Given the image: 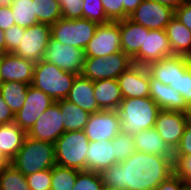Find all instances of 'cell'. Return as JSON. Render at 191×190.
<instances>
[{"instance_id": "cell-1", "label": "cell", "mask_w": 191, "mask_h": 190, "mask_svg": "<svg viewBox=\"0 0 191 190\" xmlns=\"http://www.w3.org/2000/svg\"><path fill=\"white\" fill-rule=\"evenodd\" d=\"M174 159L135 151L125 161L103 170L104 190H155L174 173Z\"/></svg>"}, {"instance_id": "cell-2", "label": "cell", "mask_w": 191, "mask_h": 190, "mask_svg": "<svg viewBox=\"0 0 191 190\" xmlns=\"http://www.w3.org/2000/svg\"><path fill=\"white\" fill-rule=\"evenodd\" d=\"M160 110L150 97L123 99L117 110L122 131L134 135L154 128Z\"/></svg>"}, {"instance_id": "cell-3", "label": "cell", "mask_w": 191, "mask_h": 190, "mask_svg": "<svg viewBox=\"0 0 191 190\" xmlns=\"http://www.w3.org/2000/svg\"><path fill=\"white\" fill-rule=\"evenodd\" d=\"M10 163L25 176L51 169L56 165L54 144L26 136Z\"/></svg>"}, {"instance_id": "cell-4", "label": "cell", "mask_w": 191, "mask_h": 190, "mask_svg": "<svg viewBox=\"0 0 191 190\" xmlns=\"http://www.w3.org/2000/svg\"><path fill=\"white\" fill-rule=\"evenodd\" d=\"M76 76L42 59L35 64L31 85L56 102L66 99Z\"/></svg>"}, {"instance_id": "cell-5", "label": "cell", "mask_w": 191, "mask_h": 190, "mask_svg": "<svg viewBox=\"0 0 191 190\" xmlns=\"http://www.w3.org/2000/svg\"><path fill=\"white\" fill-rule=\"evenodd\" d=\"M89 142L83 130L64 132L54 143L56 165L86 170Z\"/></svg>"}, {"instance_id": "cell-6", "label": "cell", "mask_w": 191, "mask_h": 190, "mask_svg": "<svg viewBox=\"0 0 191 190\" xmlns=\"http://www.w3.org/2000/svg\"><path fill=\"white\" fill-rule=\"evenodd\" d=\"M51 26V37L64 45L85 49L98 27L97 23L85 18H60Z\"/></svg>"}, {"instance_id": "cell-7", "label": "cell", "mask_w": 191, "mask_h": 190, "mask_svg": "<svg viewBox=\"0 0 191 190\" xmlns=\"http://www.w3.org/2000/svg\"><path fill=\"white\" fill-rule=\"evenodd\" d=\"M132 58L123 51L107 57H85L81 75L90 80L117 79L132 66Z\"/></svg>"}, {"instance_id": "cell-8", "label": "cell", "mask_w": 191, "mask_h": 190, "mask_svg": "<svg viewBox=\"0 0 191 190\" xmlns=\"http://www.w3.org/2000/svg\"><path fill=\"white\" fill-rule=\"evenodd\" d=\"M51 38V26L46 23H36L25 28L20 45L13 54L33 63L42 60L45 49Z\"/></svg>"}, {"instance_id": "cell-9", "label": "cell", "mask_w": 191, "mask_h": 190, "mask_svg": "<svg viewBox=\"0 0 191 190\" xmlns=\"http://www.w3.org/2000/svg\"><path fill=\"white\" fill-rule=\"evenodd\" d=\"M121 50L119 21L99 24L84 49L85 57H107Z\"/></svg>"}, {"instance_id": "cell-10", "label": "cell", "mask_w": 191, "mask_h": 190, "mask_svg": "<svg viewBox=\"0 0 191 190\" xmlns=\"http://www.w3.org/2000/svg\"><path fill=\"white\" fill-rule=\"evenodd\" d=\"M42 59L53 63L63 71L81 75L85 53L80 48L61 44L51 37Z\"/></svg>"}, {"instance_id": "cell-11", "label": "cell", "mask_w": 191, "mask_h": 190, "mask_svg": "<svg viewBox=\"0 0 191 190\" xmlns=\"http://www.w3.org/2000/svg\"><path fill=\"white\" fill-rule=\"evenodd\" d=\"M83 131L90 142L113 140L122 131L118 111L100 110L90 114Z\"/></svg>"}, {"instance_id": "cell-12", "label": "cell", "mask_w": 191, "mask_h": 190, "mask_svg": "<svg viewBox=\"0 0 191 190\" xmlns=\"http://www.w3.org/2000/svg\"><path fill=\"white\" fill-rule=\"evenodd\" d=\"M174 16L175 10L172 8L143 0L128 18L149 30H165Z\"/></svg>"}, {"instance_id": "cell-13", "label": "cell", "mask_w": 191, "mask_h": 190, "mask_svg": "<svg viewBox=\"0 0 191 190\" xmlns=\"http://www.w3.org/2000/svg\"><path fill=\"white\" fill-rule=\"evenodd\" d=\"M187 123L186 112L161 109L158 112L154 129L174 152L181 141Z\"/></svg>"}, {"instance_id": "cell-14", "label": "cell", "mask_w": 191, "mask_h": 190, "mask_svg": "<svg viewBox=\"0 0 191 190\" xmlns=\"http://www.w3.org/2000/svg\"><path fill=\"white\" fill-rule=\"evenodd\" d=\"M64 118L60 111L59 104L54 102L37 119L33 127L27 133V136L50 143L56 140L64 133Z\"/></svg>"}, {"instance_id": "cell-15", "label": "cell", "mask_w": 191, "mask_h": 190, "mask_svg": "<svg viewBox=\"0 0 191 190\" xmlns=\"http://www.w3.org/2000/svg\"><path fill=\"white\" fill-rule=\"evenodd\" d=\"M54 102L49 95L29 85L25 103L15 115L14 122L28 133L41 114Z\"/></svg>"}, {"instance_id": "cell-16", "label": "cell", "mask_w": 191, "mask_h": 190, "mask_svg": "<svg viewBox=\"0 0 191 190\" xmlns=\"http://www.w3.org/2000/svg\"><path fill=\"white\" fill-rule=\"evenodd\" d=\"M121 50L129 55L134 64L144 66L145 33L150 30L130 20H119Z\"/></svg>"}, {"instance_id": "cell-17", "label": "cell", "mask_w": 191, "mask_h": 190, "mask_svg": "<svg viewBox=\"0 0 191 190\" xmlns=\"http://www.w3.org/2000/svg\"><path fill=\"white\" fill-rule=\"evenodd\" d=\"M123 99L150 97V73L145 66L133 64L118 78Z\"/></svg>"}, {"instance_id": "cell-18", "label": "cell", "mask_w": 191, "mask_h": 190, "mask_svg": "<svg viewBox=\"0 0 191 190\" xmlns=\"http://www.w3.org/2000/svg\"><path fill=\"white\" fill-rule=\"evenodd\" d=\"M35 63L13 53L0 56V76L3 82H21L31 85Z\"/></svg>"}, {"instance_id": "cell-19", "label": "cell", "mask_w": 191, "mask_h": 190, "mask_svg": "<svg viewBox=\"0 0 191 190\" xmlns=\"http://www.w3.org/2000/svg\"><path fill=\"white\" fill-rule=\"evenodd\" d=\"M150 75L165 85H171L178 79L179 73H185L190 64L187 56L173 55L153 62L146 67Z\"/></svg>"}, {"instance_id": "cell-20", "label": "cell", "mask_w": 191, "mask_h": 190, "mask_svg": "<svg viewBox=\"0 0 191 190\" xmlns=\"http://www.w3.org/2000/svg\"><path fill=\"white\" fill-rule=\"evenodd\" d=\"M150 98L162 110L187 112L188 105L179 92L150 75Z\"/></svg>"}, {"instance_id": "cell-21", "label": "cell", "mask_w": 191, "mask_h": 190, "mask_svg": "<svg viewBox=\"0 0 191 190\" xmlns=\"http://www.w3.org/2000/svg\"><path fill=\"white\" fill-rule=\"evenodd\" d=\"M114 164H117V161L115 160L112 140L89 142L86 153V170L101 173Z\"/></svg>"}, {"instance_id": "cell-22", "label": "cell", "mask_w": 191, "mask_h": 190, "mask_svg": "<svg viewBox=\"0 0 191 190\" xmlns=\"http://www.w3.org/2000/svg\"><path fill=\"white\" fill-rule=\"evenodd\" d=\"M66 100L76 104L90 114L101 110L94 97L93 81L82 75L75 77Z\"/></svg>"}, {"instance_id": "cell-23", "label": "cell", "mask_w": 191, "mask_h": 190, "mask_svg": "<svg viewBox=\"0 0 191 190\" xmlns=\"http://www.w3.org/2000/svg\"><path fill=\"white\" fill-rule=\"evenodd\" d=\"M173 56L165 30H150L145 33L144 40V66Z\"/></svg>"}, {"instance_id": "cell-24", "label": "cell", "mask_w": 191, "mask_h": 190, "mask_svg": "<svg viewBox=\"0 0 191 190\" xmlns=\"http://www.w3.org/2000/svg\"><path fill=\"white\" fill-rule=\"evenodd\" d=\"M94 97L101 110H118L123 95L117 79H102L93 82Z\"/></svg>"}, {"instance_id": "cell-25", "label": "cell", "mask_w": 191, "mask_h": 190, "mask_svg": "<svg viewBox=\"0 0 191 190\" xmlns=\"http://www.w3.org/2000/svg\"><path fill=\"white\" fill-rule=\"evenodd\" d=\"M132 136L136 151L174 159V152L167 146L154 128L142 130Z\"/></svg>"}, {"instance_id": "cell-26", "label": "cell", "mask_w": 191, "mask_h": 190, "mask_svg": "<svg viewBox=\"0 0 191 190\" xmlns=\"http://www.w3.org/2000/svg\"><path fill=\"white\" fill-rule=\"evenodd\" d=\"M27 133L15 122L0 125V153L10 163L23 145Z\"/></svg>"}, {"instance_id": "cell-27", "label": "cell", "mask_w": 191, "mask_h": 190, "mask_svg": "<svg viewBox=\"0 0 191 190\" xmlns=\"http://www.w3.org/2000/svg\"><path fill=\"white\" fill-rule=\"evenodd\" d=\"M173 55H191V31L175 17L166 26Z\"/></svg>"}, {"instance_id": "cell-28", "label": "cell", "mask_w": 191, "mask_h": 190, "mask_svg": "<svg viewBox=\"0 0 191 190\" xmlns=\"http://www.w3.org/2000/svg\"><path fill=\"white\" fill-rule=\"evenodd\" d=\"M56 102L59 104L60 111L64 118V132L83 130L87 124L90 113L66 99Z\"/></svg>"}, {"instance_id": "cell-29", "label": "cell", "mask_w": 191, "mask_h": 190, "mask_svg": "<svg viewBox=\"0 0 191 190\" xmlns=\"http://www.w3.org/2000/svg\"><path fill=\"white\" fill-rule=\"evenodd\" d=\"M29 84L21 82H3L0 88L3 100L16 115L25 103Z\"/></svg>"}, {"instance_id": "cell-30", "label": "cell", "mask_w": 191, "mask_h": 190, "mask_svg": "<svg viewBox=\"0 0 191 190\" xmlns=\"http://www.w3.org/2000/svg\"><path fill=\"white\" fill-rule=\"evenodd\" d=\"M0 190H31L26 176L8 163L0 170Z\"/></svg>"}, {"instance_id": "cell-31", "label": "cell", "mask_w": 191, "mask_h": 190, "mask_svg": "<svg viewBox=\"0 0 191 190\" xmlns=\"http://www.w3.org/2000/svg\"><path fill=\"white\" fill-rule=\"evenodd\" d=\"M34 13L39 23L54 24L62 18L61 7L57 0H32Z\"/></svg>"}, {"instance_id": "cell-32", "label": "cell", "mask_w": 191, "mask_h": 190, "mask_svg": "<svg viewBox=\"0 0 191 190\" xmlns=\"http://www.w3.org/2000/svg\"><path fill=\"white\" fill-rule=\"evenodd\" d=\"M10 7L14 15L15 25L27 28L38 23L32 0H13Z\"/></svg>"}, {"instance_id": "cell-33", "label": "cell", "mask_w": 191, "mask_h": 190, "mask_svg": "<svg viewBox=\"0 0 191 190\" xmlns=\"http://www.w3.org/2000/svg\"><path fill=\"white\" fill-rule=\"evenodd\" d=\"M79 170L55 165L52 168L51 190H73Z\"/></svg>"}, {"instance_id": "cell-34", "label": "cell", "mask_w": 191, "mask_h": 190, "mask_svg": "<svg viewBox=\"0 0 191 190\" xmlns=\"http://www.w3.org/2000/svg\"><path fill=\"white\" fill-rule=\"evenodd\" d=\"M112 145L117 163L125 161L136 151L133 136L123 131L112 140Z\"/></svg>"}, {"instance_id": "cell-35", "label": "cell", "mask_w": 191, "mask_h": 190, "mask_svg": "<svg viewBox=\"0 0 191 190\" xmlns=\"http://www.w3.org/2000/svg\"><path fill=\"white\" fill-rule=\"evenodd\" d=\"M73 190H104L100 173L90 170L79 171Z\"/></svg>"}, {"instance_id": "cell-36", "label": "cell", "mask_w": 191, "mask_h": 190, "mask_svg": "<svg viewBox=\"0 0 191 190\" xmlns=\"http://www.w3.org/2000/svg\"><path fill=\"white\" fill-rule=\"evenodd\" d=\"M83 2V18L98 25L110 22L106 16L101 0H83Z\"/></svg>"}, {"instance_id": "cell-37", "label": "cell", "mask_w": 191, "mask_h": 190, "mask_svg": "<svg viewBox=\"0 0 191 190\" xmlns=\"http://www.w3.org/2000/svg\"><path fill=\"white\" fill-rule=\"evenodd\" d=\"M31 190H51L52 168L26 176Z\"/></svg>"}, {"instance_id": "cell-38", "label": "cell", "mask_w": 191, "mask_h": 190, "mask_svg": "<svg viewBox=\"0 0 191 190\" xmlns=\"http://www.w3.org/2000/svg\"><path fill=\"white\" fill-rule=\"evenodd\" d=\"M170 86L180 93L188 106L191 105V68L185 73H179L176 82Z\"/></svg>"}, {"instance_id": "cell-39", "label": "cell", "mask_w": 191, "mask_h": 190, "mask_svg": "<svg viewBox=\"0 0 191 190\" xmlns=\"http://www.w3.org/2000/svg\"><path fill=\"white\" fill-rule=\"evenodd\" d=\"M61 7L62 18H83V0H57Z\"/></svg>"}, {"instance_id": "cell-40", "label": "cell", "mask_w": 191, "mask_h": 190, "mask_svg": "<svg viewBox=\"0 0 191 190\" xmlns=\"http://www.w3.org/2000/svg\"><path fill=\"white\" fill-rule=\"evenodd\" d=\"M174 174L179 176L186 184H191V155L174 156Z\"/></svg>"}, {"instance_id": "cell-41", "label": "cell", "mask_w": 191, "mask_h": 190, "mask_svg": "<svg viewBox=\"0 0 191 190\" xmlns=\"http://www.w3.org/2000/svg\"><path fill=\"white\" fill-rule=\"evenodd\" d=\"M5 42H6V53H13L18 46L22 36H24L25 28L14 25L11 28L4 31Z\"/></svg>"}, {"instance_id": "cell-42", "label": "cell", "mask_w": 191, "mask_h": 190, "mask_svg": "<svg viewBox=\"0 0 191 190\" xmlns=\"http://www.w3.org/2000/svg\"><path fill=\"white\" fill-rule=\"evenodd\" d=\"M124 0H101L106 16L110 21L123 20Z\"/></svg>"}, {"instance_id": "cell-43", "label": "cell", "mask_w": 191, "mask_h": 190, "mask_svg": "<svg viewBox=\"0 0 191 190\" xmlns=\"http://www.w3.org/2000/svg\"><path fill=\"white\" fill-rule=\"evenodd\" d=\"M191 155V124L187 123L181 141L174 151V156Z\"/></svg>"}, {"instance_id": "cell-44", "label": "cell", "mask_w": 191, "mask_h": 190, "mask_svg": "<svg viewBox=\"0 0 191 190\" xmlns=\"http://www.w3.org/2000/svg\"><path fill=\"white\" fill-rule=\"evenodd\" d=\"M174 17L191 31V3L184 2L175 10Z\"/></svg>"}, {"instance_id": "cell-45", "label": "cell", "mask_w": 191, "mask_h": 190, "mask_svg": "<svg viewBox=\"0 0 191 190\" xmlns=\"http://www.w3.org/2000/svg\"><path fill=\"white\" fill-rule=\"evenodd\" d=\"M187 184L174 173L164 180L155 190H182Z\"/></svg>"}, {"instance_id": "cell-46", "label": "cell", "mask_w": 191, "mask_h": 190, "mask_svg": "<svg viewBox=\"0 0 191 190\" xmlns=\"http://www.w3.org/2000/svg\"><path fill=\"white\" fill-rule=\"evenodd\" d=\"M15 25L14 15L10 6H0V29L5 31Z\"/></svg>"}, {"instance_id": "cell-47", "label": "cell", "mask_w": 191, "mask_h": 190, "mask_svg": "<svg viewBox=\"0 0 191 190\" xmlns=\"http://www.w3.org/2000/svg\"><path fill=\"white\" fill-rule=\"evenodd\" d=\"M15 121V115L3 100L0 93V125L10 124Z\"/></svg>"}, {"instance_id": "cell-48", "label": "cell", "mask_w": 191, "mask_h": 190, "mask_svg": "<svg viewBox=\"0 0 191 190\" xmlns=\"http://www.w3.org/2000/svg\"><path fill=\"white\" fill-rule=\"evenodd\" d=\"M143 0H124L123 1V20L131 15V13L139 6Z\"/></svg>"}, {"instance_id": "cell-49", "label": "cell", "mask_w": 191, "mask_h": 190, "mask_svg": "<svg viewBox=\"0 0 191 190\" xmlns=\"http://www.w3.org/2000/svg\"><path fill=\"white\" fill-rule=\"evenodd\" d=\"M149 1L157 2L164 6H168L173 10H176L184 3V0H149Z\"/></svg>"}, {"instance_id": "cell-50", "label": "cell", "mask_w": 191, "mask_h": 190, "mask_svg": "<svg viewBox=\"0 0 191 190\" xmlns=\"http://www.w3.org/2000/svg\"><path fill=\"white\" fill-rule=\"evenodd\" d=\"M5 33L0 29V56L6 53Z\"/></svg>"}, {"instance_id": "cell-51", "label": "cell", "mask_w": 191, "mask_h": 190, "mask_svg": "<svg viewBox=\"0 0 191 190\" xmlns=\"http://www.w3.org/2000/svg\"><path fill=\"white\" fill-rule=\"evenodd\" d=\"M9 162L3 157V155L0 153V170L6 166Z\"/></svg>"}, {"instance_id": "cell-52", "label": "cell", "mask_w": 191, "mask_h": 190, "mask_svg": "<svg viewBox=\"0 0 191 190\" xmlns=\"http://www.w3.org/2000/svg\"><path fill=\"white\" fill-rule=\"evenodd\" d=\"M13 0H0V6H10Z\"/></svg>"}, {"instance_id": "cell-53", "label": "cell", "mask_w": 191, "mask_h": 190, "mask_svg": "<svg viewBox=\"0 0 191 190\" xmlns=\"http://www.w3.org/2000/svg\"><path fill=\"white\" fill-rule=\"evenodd\" d=\"M186 113H187L188 123L191 124V105L188 107V110Z\"/></svg>"}, {"instance_id": "cell-54", "label": "cell", "mask_w": 191, "mask_h": 190, "mask_svg": "<svg viewBox=\"0 0 191 190\" xmlns=\"http://www.w3.org/2000/svg\"><path fill=\"white\" fill-rule=\"evenodd\" d=\"M182 190H191V184H187Z\"/></svg>"}, {"instance_id": "cell-55", "label": "cell", "mask_w": 191, "mask_h": 190, "mask_svg": "<svg viewBox=\"0 0 191 190\" xmlns=\"http://www.w3.org/2000/svg\"><path fill=\"white\" fill-rule=\"evenodd\" d=\"M191 68V55L187 57Z\"/></svg>"}, {"instance_id": "cell-56", "label": "cell", "mask_w": 191, "mask_h": 190, "mask_svg": "<svg viewBox=\"0 0 191 190\" xmlns=\"http://www.w3.org/2000/svg\"><path fill=\"white\" fill-rule=\"evenodd\" d=\"M2 83H3V81H2L1 76H0V88L2 86Z\"/></svg>"}, {"instance_id": "cell-57", "label": "cell", "mask_w": 191, "mask_h": 190, "mask_svg": "<svg viewBox=\"0 0 191 190\" xmlns=\"http://www.w3.org/2000/svg\"><path fill=\"white\" fill-rule=\"evenodd\" d=\"M184 2L191 3V0H184Z\"/></svg>"}]
</instances>
